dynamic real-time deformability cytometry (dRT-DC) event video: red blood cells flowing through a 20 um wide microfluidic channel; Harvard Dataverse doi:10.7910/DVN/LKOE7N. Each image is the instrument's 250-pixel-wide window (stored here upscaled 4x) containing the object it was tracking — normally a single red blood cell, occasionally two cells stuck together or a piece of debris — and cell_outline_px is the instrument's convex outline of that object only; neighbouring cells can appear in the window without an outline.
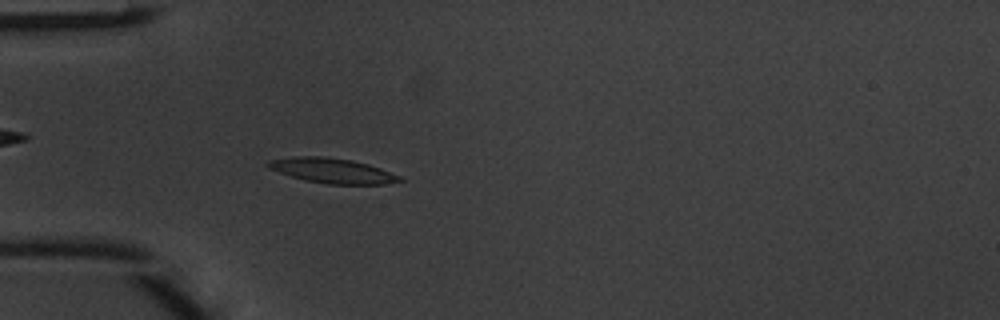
{"species": "common noctule bat (a hibernating species)", "species_latin": "Nyctalus noctula", "temperature_condition": "warm", "stored_images_in_passage": 49, "camera_frame_rate_fps": 3000, "um_per_image_px": 0.085, "animal": {"sex": "male", "body_mass_g": 20.1, "forearm_length_mm": 53.5}, "frame": {"image": 1, "passage_image": 15, "time_ms": 4.667, "image_size_px": [1000, 320], "cell_outline_px": [[404, 180], [384, 184], [328, 184], [304, 180], [268, 168], [264, 164], [268, 160], [292, 156], [324, 156], [352, 160], [368, 164], [380, 168], [400, 176]], "centroid_in_image_um": [28.21, 14.49], "position_along_channel_um": 56.8, "area_um2": 19.13}}
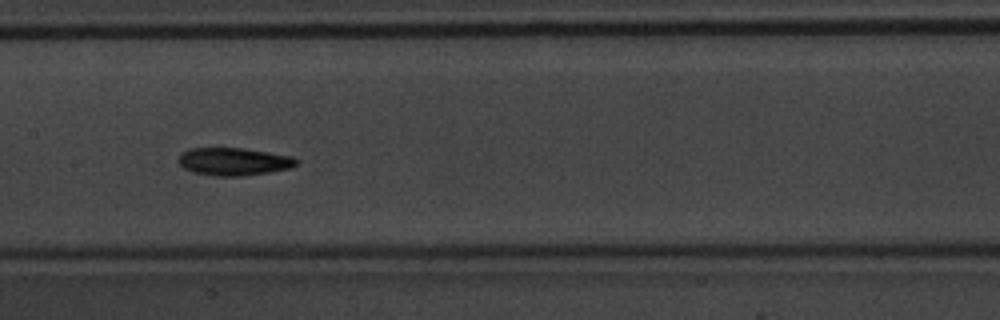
{"frame": {"image": 2, "passage_image": 25, "time_ms": 8.0, "image_size_px": [1000, 320], "cell_outline_px": [[300, 160], [292, 168], [268, 172], [240, 176], [212, 176], [192, 172], [184, 168], [176, 160], [180, 152], [188, 148], [244, 148], [292, 156]], "centroid_in_image_um": [19.83, 13.73], "position_along_channel_um": 187.6, "area_um2": 19.31}}
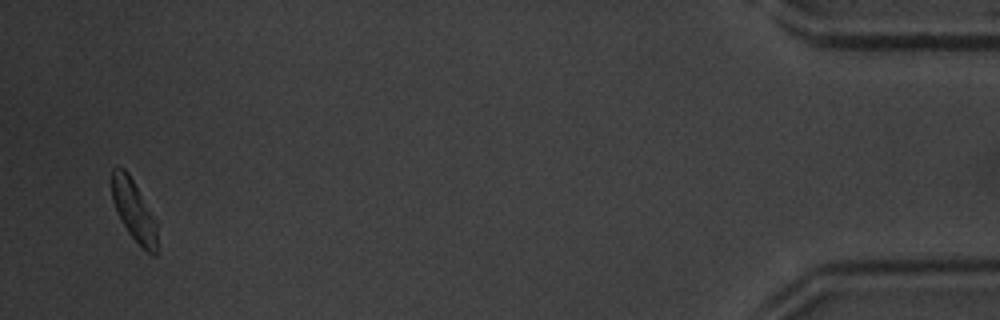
{"frame": {"image": 3, "passage_image": 48, "time_ms": 15.667, "image_size_px": [1000, 320], "cell_outline_px": [[156, 256], [148, 252], [128, 232], [112, 200], [112, 168], [116, 164], [124, 168], [128, 172], [156, 220]], "centroid_in_image_um": [11.36, 17.81], "position_along_channel_um": 423.8, "area_um2": 15.66}, "authors_computed_cell_mechanics": {"area_um2": 18.1492, "velocity_mm_per_s": 4.1093, "shape_relaxation_time_tau1_ms": 2.9631, "shape_relaxation_time_tau2_ms": 4.1355, "deformation_change_tau1": 0.1359, "deformation_change_tau2": 0.1042}}